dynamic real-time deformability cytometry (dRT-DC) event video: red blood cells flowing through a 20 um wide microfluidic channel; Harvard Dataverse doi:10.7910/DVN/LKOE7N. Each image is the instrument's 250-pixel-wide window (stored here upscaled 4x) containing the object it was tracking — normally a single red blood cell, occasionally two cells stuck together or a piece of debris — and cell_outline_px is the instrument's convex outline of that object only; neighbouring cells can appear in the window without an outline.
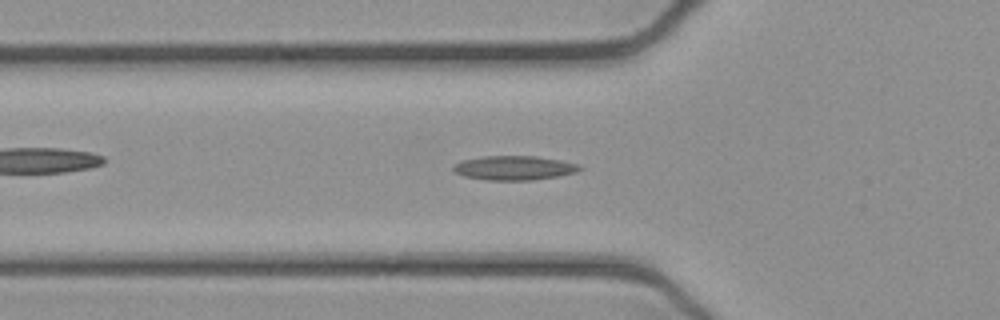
{"species": "common noctule bat (a hibernating species)", "species_latin": "Nyctalus noctula", "temperature_condition": "cold", "stored_images_in_passage": 49, "camera_frame_rate_fps": 3000, "um_per_image_px": 0.085, "animal": {"sex": "female", "body_mass_g": 21.9}, "frame": {"image": 1, "passage_image": 17, "time_ms": 5.333, "image_size_px": [1000, 320], "cell_outline_px": [[584, 168], [576, 172], [560, 176], [532, 180], [484, 180], [464, 176], [456, 172], [452, 168], [460, 160], [484, 156], [536, 156], [560, 160], [580, 164]], "centroid_in_image_um": [43.74, 14.27], "position_along_channel_um": 82.1, "area_um2": 17.98}}
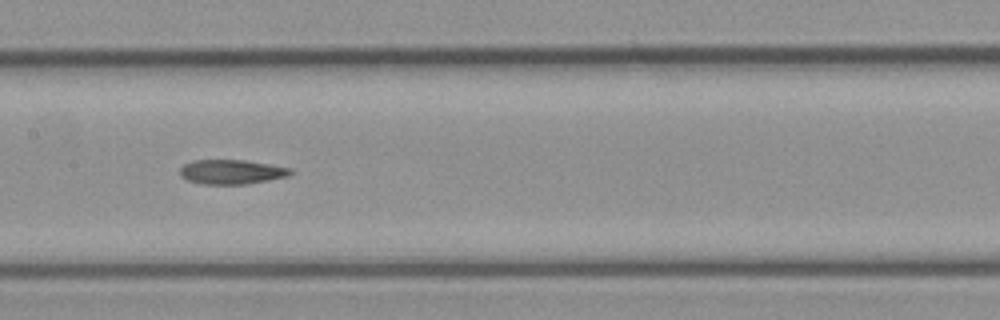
{"frame": {"image": 2, "passage_image": 25, "time_ms": 8.0, "image_size_px": [1000, 320], "cell_outline_px": [[292, 172], [288, 176], [268, 180], [244, 184], [204, 184], [188, 180], [180, 176], [180, 168], [184, 164], [192, 160], [244, 160], [292, 168]], "centroid_in_image_um": [19.66, 14.6], "position_along_channel_um": 187.7, "area_um2": 15.66}}
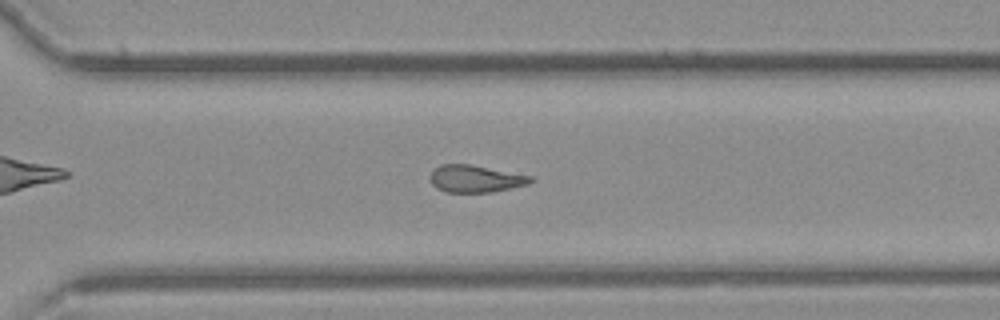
{"frame": {"image": 3, "passage_image": 36, "time_ms": 11.667, "image_size_px": [1000, 320], "cell_outline_px": [[536, 180], [528, 184], [492, 192], [444, 192], [436, 188], [432, 184], [428, 176], [440, 164], [472, 164], [532, 176]], "centroid_in_image_um": [40.41, 15.19], "position_along_channel_um": 330.2, "area_um2": 16.07}}